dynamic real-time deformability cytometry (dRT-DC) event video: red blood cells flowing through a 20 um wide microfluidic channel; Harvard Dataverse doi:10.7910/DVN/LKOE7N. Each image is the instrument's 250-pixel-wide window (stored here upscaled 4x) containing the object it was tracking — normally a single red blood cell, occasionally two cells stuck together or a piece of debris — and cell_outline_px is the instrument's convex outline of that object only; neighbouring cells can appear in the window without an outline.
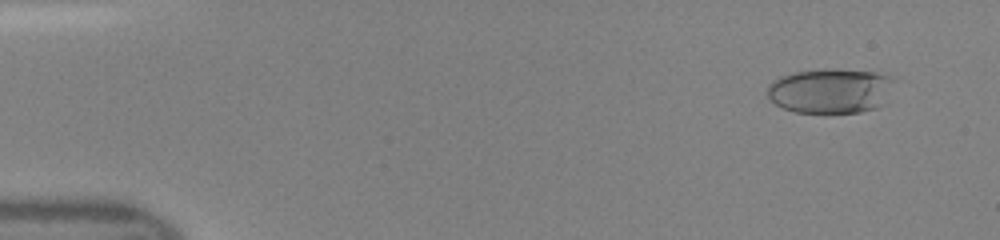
{"species": "human", "species_latin": "Homo sapiens", "temperature_condition": "room temperature", "stored_images_in_passage": 48, "camera_frame_rate_fps": 3000, "um_per_image_px": 0.085, "donor": {"sex": "female"}, "frame": {"image": 1, "passage_image": 4, "time_ms": 1.0, "image_size_px": [1000, 240], "cell_outline_px": [[896, 76], [876, 108], [860, 112], [796, 112], [784, 108], [776, 104], [768, 96], [768, 84], [772, 80], [780, 76], [792, 72], [828, 68], [836, 68], [876, 72]], "centroid_in_image_um": [70.53, 7.68], "position_along_channel_um": 14.5, "area_um2": 32.89}}
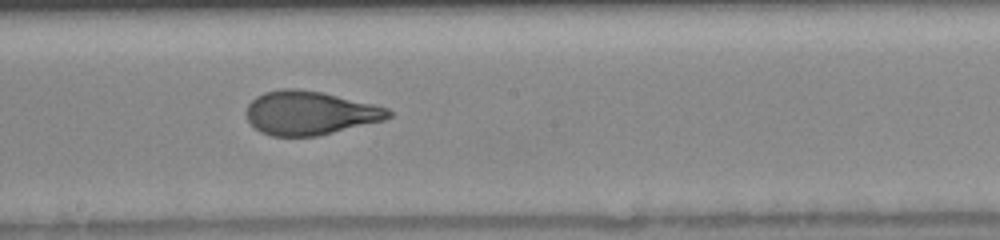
{"frame": {"image": 2, "passage_image": 27, "time_ms": 8.667, "image_size_px": [1000, 240], "cell_outline_px": [[392, 116], [384, 120], [316, 136], [272, 136], [260, 132], [248, 120], [244, 112], [248, 104], [256, 96], [264, 92], [284, 88], [296, 88], [324, 92], [388, 108], [392, 112]], "centroid_in_image_um": [26.31, 9.59], "position_along_channel_um": 221.9, "area_um2": 36.24}}
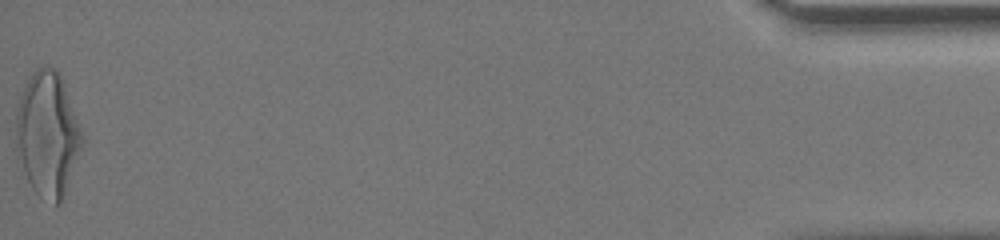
{"frame": {"image": 3, "passage_image": 48, "time_ms": 15.667, "image_size_px": [1000, 240], "cell_outline_px": [[84, 144], [60, 204], [56, 204], [40, 196], [32, 188], [28, 180], [20, 156], [16, 140], [16, 108], [24, 84], [32, 72], [36, 68], [44, 64], [56, 68], [64, 84], [84, 136]], "centroid_in_image_um": [4.06, 11.35], "position_along_channel_um": 431.1, "area_um2": 47.69}}